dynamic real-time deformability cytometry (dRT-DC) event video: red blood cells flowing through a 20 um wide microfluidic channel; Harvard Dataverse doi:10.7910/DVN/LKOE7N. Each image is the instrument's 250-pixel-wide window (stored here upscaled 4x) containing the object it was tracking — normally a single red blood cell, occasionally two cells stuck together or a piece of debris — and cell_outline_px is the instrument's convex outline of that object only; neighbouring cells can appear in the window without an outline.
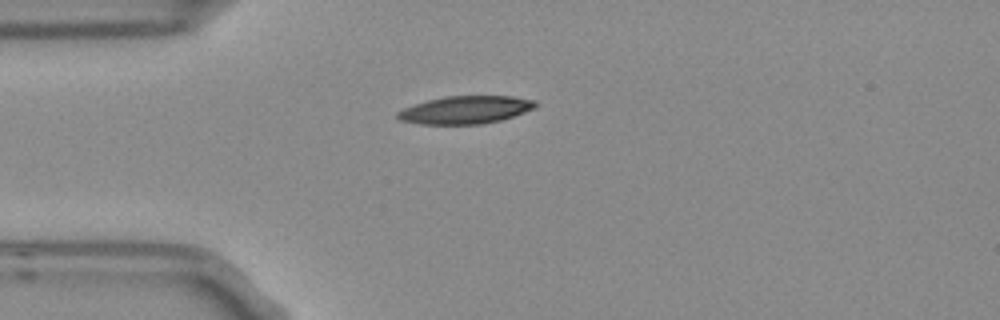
{"species": "Egyptian fruit bat (a non-hibernating species)", "species_latin": "Rousettus aegyptiacus", "temperature_condition": "room temperature", "stored_images_in_passage": 2, "camera_frame_rate_fps": 3000, "um_per_image_px": 0.085, "frame": {"image": 1, "passage_image": 1, "time_ms": 0.0, "image_size_px": [1000, 320], "cell_outline_px": [[536, 108], [500, 120], [480, 124], [420, 124], [400, 120], [396, 116], [396, 112], [404, 108], [428, 100], [444, 96], [512, 96], [536, 100]], "centroid_in_image_um": [39.56, 9.33], "position_along_channel_um": 45.4, "area_um2": 22.2}}